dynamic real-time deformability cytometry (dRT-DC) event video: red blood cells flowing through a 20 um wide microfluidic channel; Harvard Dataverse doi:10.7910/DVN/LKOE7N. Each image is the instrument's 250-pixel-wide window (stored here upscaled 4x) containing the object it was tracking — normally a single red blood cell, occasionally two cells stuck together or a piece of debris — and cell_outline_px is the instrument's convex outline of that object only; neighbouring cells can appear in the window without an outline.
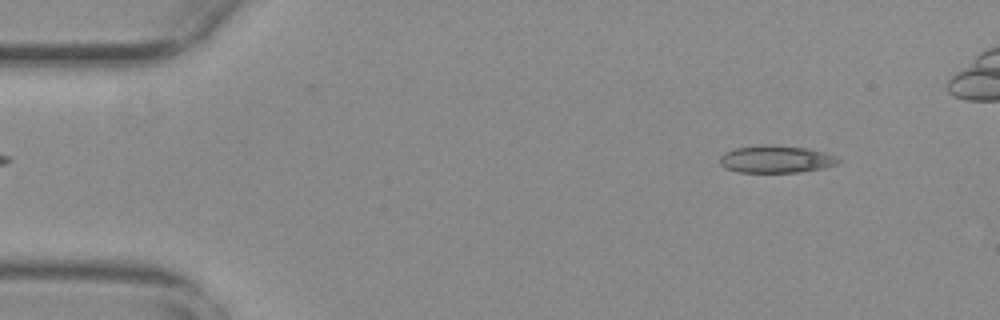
{"species": "common noctule bat (a hibernating species)", "species_latin": "Nyctalus noctula", "temperature_condition": "warm", "stored_images_in_passage": 20, "camera_frame_rate_fps": 3000, "um_per_image_px": 0.085, "animal": {"sex": "female", "body_mass_g": 29.2, "forearm_length_mm": 56.3}, "frame": {"image": 1, "passage_image": 3, "time_ms": 0.667, "image_size_px": [1000, 320], "cell_outline_px": [[844, 160], [836, 164], [824, 168], [800, 172], [740, 172], [724, 168], [720, 164], [720, 156], [724, 152], [736, 148], [760, 144], [772, 144], [808, 148], [836, 156]], "centroid_in_image_um": [65.97, 13.52], "position_along_channel_um": 19.0, "area_um2": 19.13}}
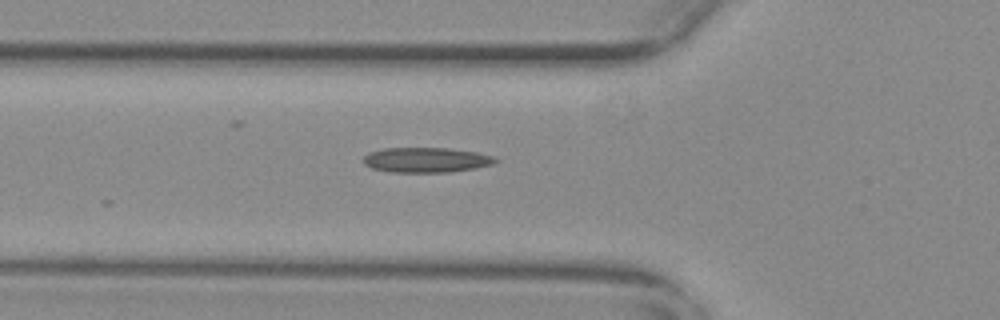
{"frame": {"image": 2, "passage_image": 16, "time_ms": 5.0, "image_size_px": [1000, 320], "cell_outline_px": [[500, 160], [492, 164], [476, 168], [448, 172], [392, 172], [372, 168], [364, 164], [364, 156], [368, 152], [384, 148], [448, 148], [476, 152], [492, 156]], "centroid_in_image_um": [36.22, 13.59], "position_along_channel_um": 89.6, "area_um2": 19.19}}
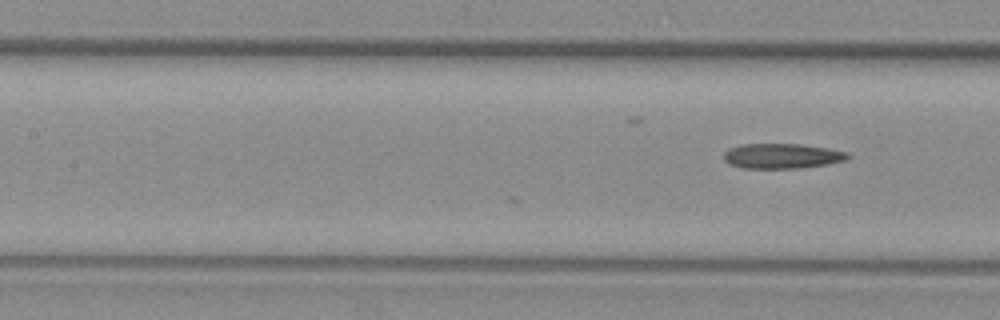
{"frame": {"image": 3, "passage_image": 20, "time_ms": 6.333, "image_size_px": [1000, 320], "cell_outline_px": [[852, 156], [844, 160], [828, 164], [796, 168], [740, 168], [728, 164], [724, 160], [724, 152], [728, 148], [744, 144], [800, 144], [828, 148], [848, 152]], "centroid_in_image_um": [66.45, 13.26], "position_along_channel_um": 140.9, "area_um2": 18.15}}